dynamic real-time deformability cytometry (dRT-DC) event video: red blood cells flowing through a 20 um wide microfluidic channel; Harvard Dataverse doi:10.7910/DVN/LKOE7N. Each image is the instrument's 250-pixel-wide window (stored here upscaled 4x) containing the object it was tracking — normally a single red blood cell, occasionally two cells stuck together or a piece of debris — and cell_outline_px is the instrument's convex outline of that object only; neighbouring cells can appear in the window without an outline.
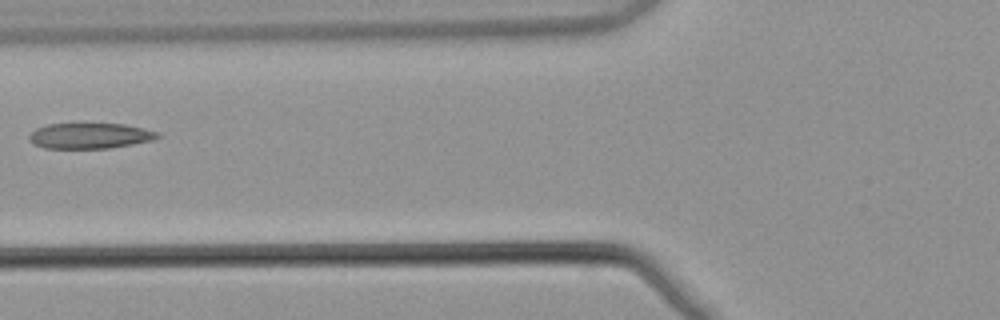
{"species": "common noctule bat (a hibernating species)", "species_latin": "Nyctalus noctula", "temperature_condition": "warm", "stored_images_in_passage": 7, "camera_frame_rate_fps": 3000, "um_per_image_px": 0.085, "animal": {"sex": "male", "body_mass_g": 21.5, "forearm_length_mm": 52.0}, "frame": {"image": 1, "passage_image": 6, "time_ms": 1.667, "image_size_px": [1000, 320], "cell_outline_px": [[160, 136], [152, 140], [132, 144], [108, 148], [44, 148], [32, 144], [28, 140], [28, 136], [36, 128], [48, 124], [124, 124], [144, 128], [160, 132]], "centroid_in_image_um": [7.62, 11.54], "position_along_channel_um": 118.2, "area_um2": 19.13}}
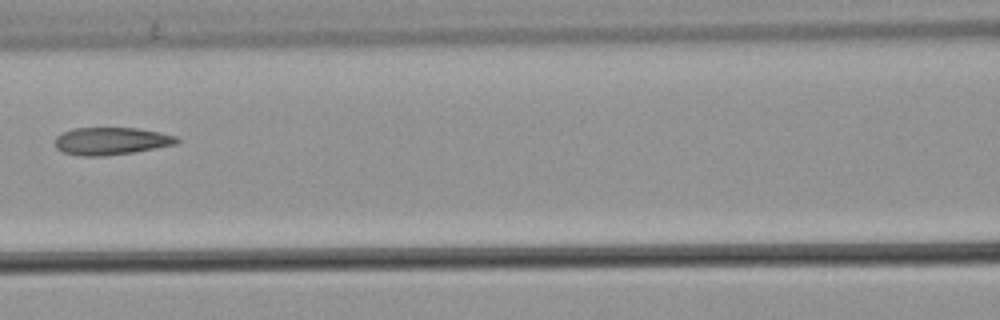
{"frame": {"image": 2, "passage_image": 7, "time_ms": 2.0, "image_size_px": [1000, 320], "cell_outline_px": [[180, 140], [176, 144], [132, 152], [104, 156], [80, 156], [64, 152], [56, 148], [56, 136], [72, 128], [136, 128], [160, 132], [176, 136]], "centroid_in_image_um": [9.44, 11.98], "position_along_channel_um": 157.2, "area_um2": 19.36}}